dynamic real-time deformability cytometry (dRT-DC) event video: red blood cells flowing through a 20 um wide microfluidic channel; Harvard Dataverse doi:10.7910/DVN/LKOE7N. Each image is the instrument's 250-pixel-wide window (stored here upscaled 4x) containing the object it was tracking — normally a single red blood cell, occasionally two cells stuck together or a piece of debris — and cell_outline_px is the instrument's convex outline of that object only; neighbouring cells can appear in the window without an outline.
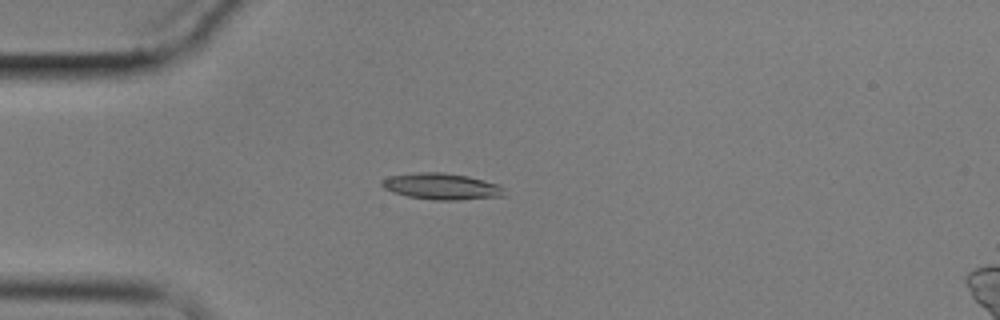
{"species": "common noctule bat (a hibernating species)", "species_latin": "Nyctalus noctula", "temperature_condition": "cold", "stored_images_in_passage": 8, "camera_frame_rate_fps": 3000, "um_per_image_px": 0.085, "animal": {"sex": "male", "body_mass_g": 17.9}, "frame": {"image": 1, "passage_image": 4, "time_ms": 3.667, "image_size_px": [1000, 320], "cell_outline_px": [[504, 196], [460, 200], [432, 200], [408, 196], [392, 192], [384, 188], [380, 184], [380, 180], [388, 176], [412, 172], [444, 172], [468, 176], [500, 184], [504, 188]], "centroid_in_image_um": [37.51, 15.83], "position_along_channel_um": 47.5, "area_um2": 19.13}}
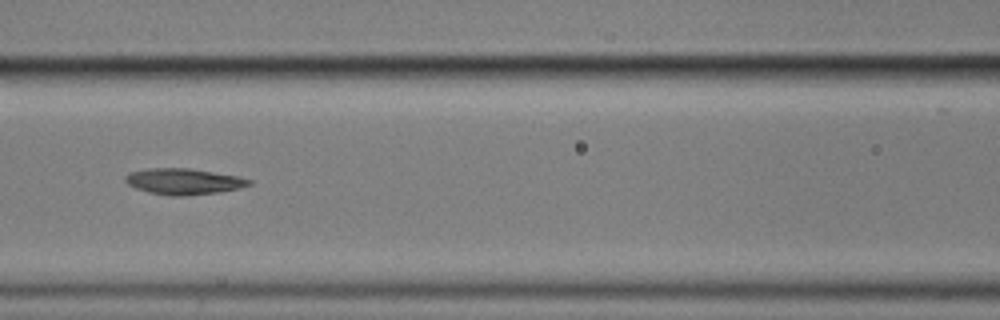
{"frame": {"image": 2, "passage_image": 7, "time_ms": 7.333, "image_size_px": [1000, 320], "cell_outline_px": [[252, 184], [240, 188], [220, 192], [184, 196], [168, 196], [148, 192], [136, 188], [128, 184], [124, 180], [124, 176], [128, 172], [148, 168], [188, 168], [236, 176], [252, 180]], "centroid_in_image_um": [15.57, 15.43], "position_along_channel_um": 151.0, "area_um2": 18.84}}
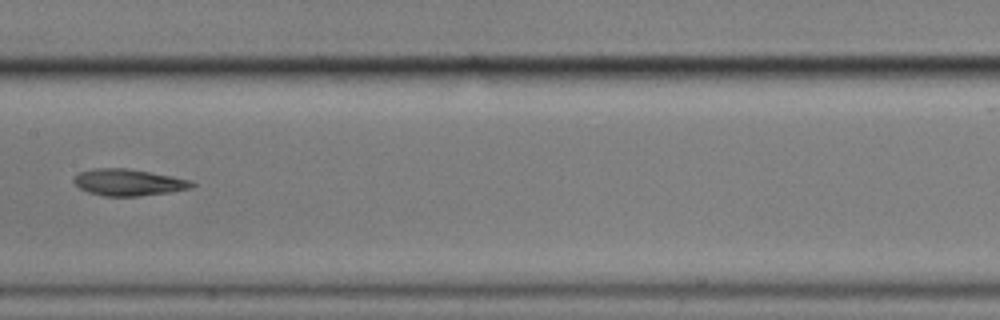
{"frame": {"image": 3, "passage_image": 8, "time_ms": 8.667, "image_size_px": [1000, 320], "cell_outline_px": [[196, 184], [192, 188], [168, 192], [136, 196], [104, 196], [88, 192], [80, 188], [72, 180], [80, 172], [92, 168], [128, 168], [172, 176], [192, 180]], "centroid_in_image_um": [10.93, 15.49], "position_along_channel_um": 196.5, "area_um2": 18.26}}